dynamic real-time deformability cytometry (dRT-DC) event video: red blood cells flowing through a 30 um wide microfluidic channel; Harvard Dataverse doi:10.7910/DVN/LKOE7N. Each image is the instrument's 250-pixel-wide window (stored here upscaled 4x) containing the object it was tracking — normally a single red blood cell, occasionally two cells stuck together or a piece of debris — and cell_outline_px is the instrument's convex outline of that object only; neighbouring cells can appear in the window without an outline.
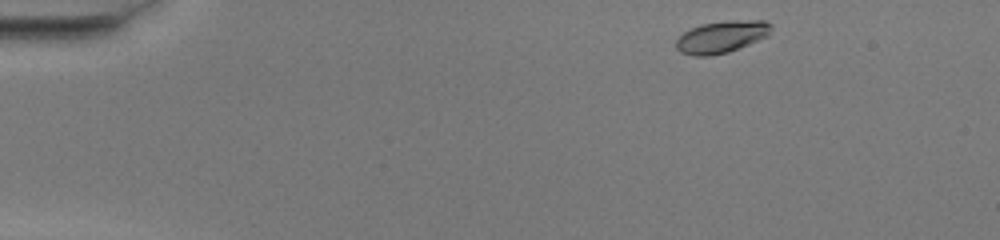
{"species": "common noctule bat (a hibernating species)", "species_latin": "Nyctalus noctula", "temperature_condition": "warm", "stored_images_in_passage": 45, "camera_frame_rate_fps": 3000, "um_per_image_px": 0.085, "animal": {"sex": "female", "body_mass_g": 20.0, "forearm_length_mm": 54.0}, "frame": {"image": 1, "passage_image": 1, "time_ms": 0.0, "image_size_px": [1000, 240], "cell_outline_px": [[772, 28], [768, 36], [728, 52], [712, 56], [692, 56], [680, 52], [676, 48], [676, 40], [684, 32], [692, 28], [704, 24], [728, 20], [764, 20], [772, 24]], "centroid_in_image_um": [61.35, 3.13], "position_along_channel_um": 23.7, "area_um2": 17.74}}
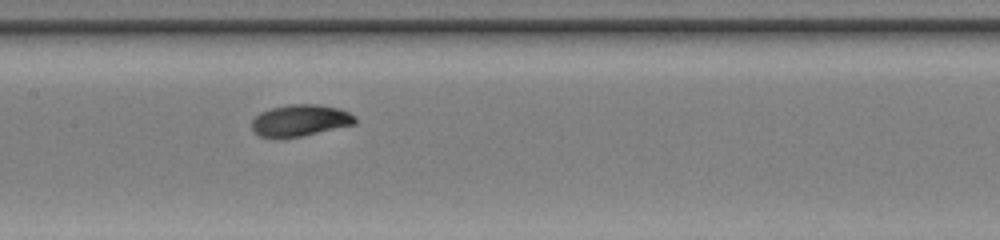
{"frame": {"image": 2, "passage_image": 20, "time_ms": 6.333, "image_size_px": [1000, 240], "cell_outline_px": [[356, 124], [300, 136], [260, 136], [252, 132], [252, 120], [260, 112], [272, 108], [288, 104], [316, 104], [340, 108], [356, 116]], "centroid_in_image_um": [25.54, 10.21], "position_along_channel_um": 181.9, "area_um2": 18.79}}
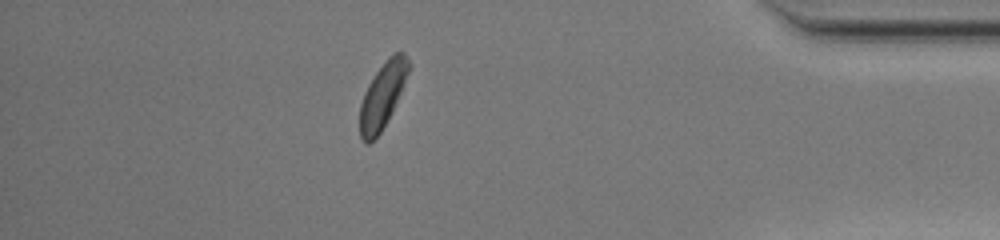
{"frame": {"image": 3, "passage_image": 39, "time_ms": 12.667, "image_size_px": [1000, 240], "cell_outline_px": [[412, 64], [400, 92], [380, 132], [368, 144], [364, 144], [360, 136], [360, 104], [364, 92], [368, 84], [376, 72], [388, 56], [392, 52], [404, 52]], "centroid_in_image_um": [32.51, 8.05], "position_along_channel_um": 402.7, "area_um2": 18.26}, "authors_computed_cell_mechanics": {"area_um2": 18.6116, "velocity_mm_per_s": 4.0605, "shape_relaxation_time_tau1_ms": 1.9228, "shape_relaxation_time_tau2_ms": 3.4459, "deformation_change_tau1": 0.1207, "deformation_change_tau2": 0.0573}}